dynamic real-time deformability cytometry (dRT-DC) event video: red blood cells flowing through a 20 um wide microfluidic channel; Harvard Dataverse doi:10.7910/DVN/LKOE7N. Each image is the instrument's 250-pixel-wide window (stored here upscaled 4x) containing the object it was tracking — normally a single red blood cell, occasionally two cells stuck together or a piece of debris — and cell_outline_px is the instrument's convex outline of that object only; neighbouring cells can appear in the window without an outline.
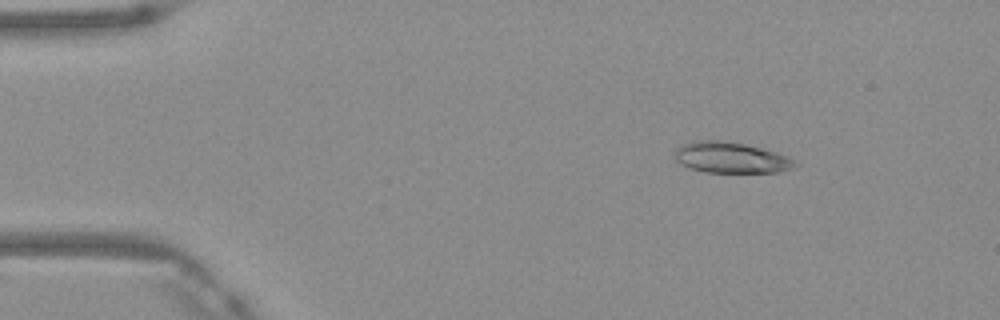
{"species": "Egyptian fruit bat (a non-hibernating species)", "species_latin": "Rousettus aegyptiacus", "temperature_condition": "warm", "stored_images_in_passage": 48, "camera_frame_rate_fps": 3000, "um_per_image_px": 0.085, "frame": {"image": 1, "passage_image": 7, "time_ms": 2.0, "image_size_px": [1000, 320], "cell_outline_px": [[800, 164], [792, 168], [780, 172], [704, 172], [688, 168], [680, 164], [676, 160], [676, 148], [684, 144], [696, 140], [724, 140], [744, 144], [776, 152], [788, 156]], "centroid_in_image_um": [62.14, 13.4], "position_along_channel_um": 22.9, "area_um2": 21.68}}
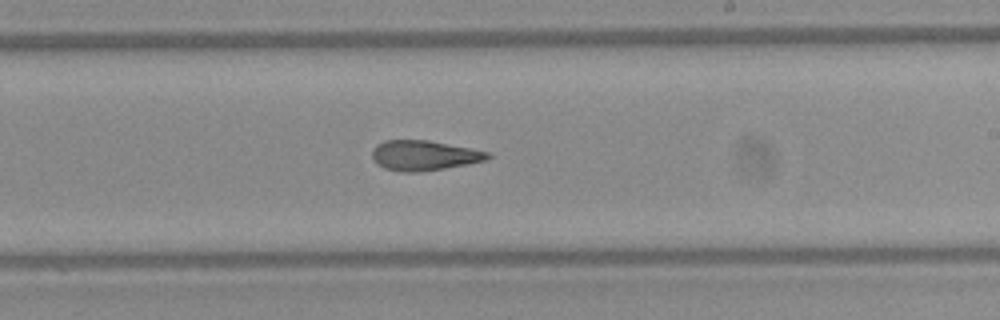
{"frame": {"image": 2, "passage_image": 29, "time_ms": 9.333, "image_size_px": [1000, 320], "cell_outline_px": [[492, 156], [488, 160], [468, 164], [444, 168], [416, 172], [400, 172], [384, 168], [376, 164], [372, 160], [372, 148], [376, 144], [384, 140], [428, 140], [492, 152]], "centroid_in_image_um": [36.04, 13.21], "position_along_channel_um": 253.0, "area_um2": 20.52}}
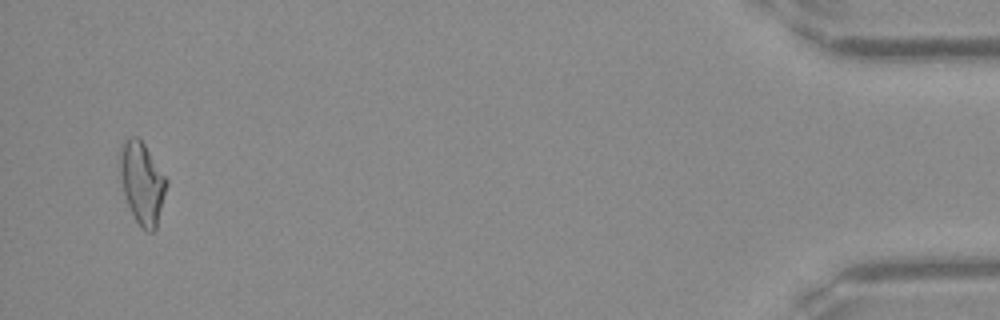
{"frame": {"image": 3, "passage_image": 47, "time_ms": 15.333, "image_size_px": [1000, 320], "cell_outline_px": [[168, 184], [156, 228], [152, 232], [148, 232], [136, 220], [128, 204], [124, 192], [120, 176], [120, 152], [124, 140], [132, 136], [136, 136], [144, 144], [168, 180]], "centroid_in_image_um": [12.09, 15.53], "position_along_channel_um": 423.1, "area_um2": 21.79}, "authors_computed_cell_mechanics": {"area_um2": 21.1259, "velocity_mm_per_s": 4.1969, "shape_relaxation_time_tau1_ms": null, "shape_relaxation_time_tau2_ms": 4.1606, "deformation_change_tau1": null, "deformation_change_tau2": 0.1549}}